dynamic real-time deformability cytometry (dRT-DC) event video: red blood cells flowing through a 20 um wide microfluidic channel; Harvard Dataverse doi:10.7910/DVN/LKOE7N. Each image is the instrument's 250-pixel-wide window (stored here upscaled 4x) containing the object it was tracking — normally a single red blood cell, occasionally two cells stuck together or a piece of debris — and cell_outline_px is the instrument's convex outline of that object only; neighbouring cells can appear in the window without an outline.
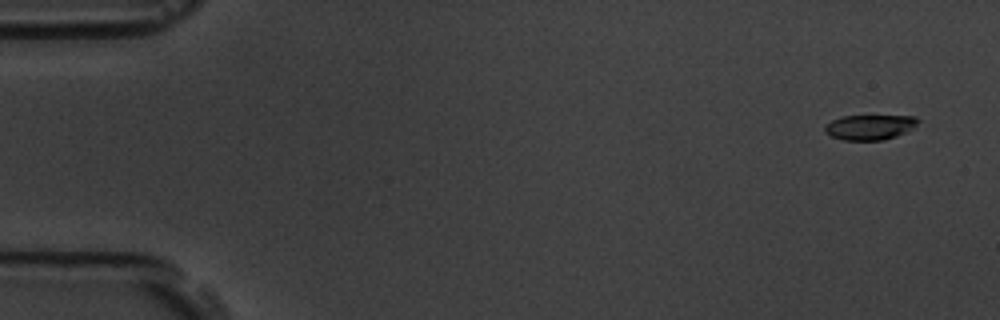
{"species": "common noctule bat (a hibernating species)", "species_latin": "Nyctalus noctula", "temperature_condition": "room temperature", "stored_images_in_passage": 5, "camera_frame_rate_fps": 3000, "um_per_image_px": 0.085, "animal": {"sex": "male", "body_mass_g": 19.5, "forearm_length_mm": 54.6}, "frame": {"image": 1, "passage_image": 1, "time_ms": 0.0, "image_size_px": [1000, 320], "cell_outline_px": [[920, 120], [912, 128], [896, 136], [884, 140], [844, 140], [832, 136], [824, 132], [824, 124], [832, 120], [844, 116], [916, 116]], "centroid_in_image_um": [73.9, 10.81], "position_along_channel_um": 11.1, "area_um2": 13.53}}
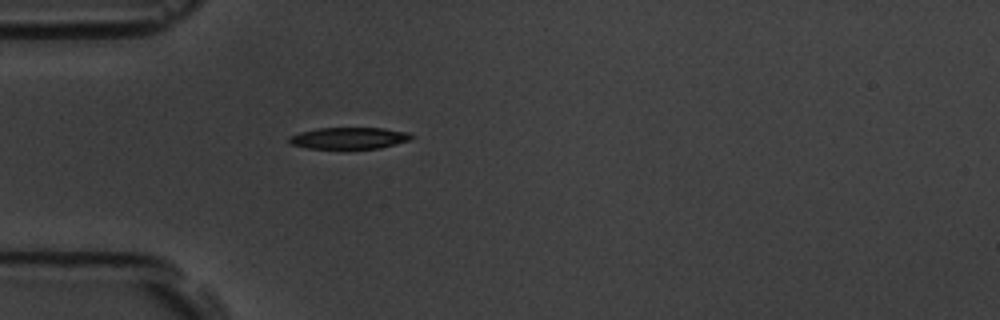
{"frame": {"image": 2, "passage_image": 5, "time_ms": 4.667, "image_size_px": [1000, 320], "cell_outline_px": [[416, 136], [408, 140], [396, 144], [380, 148], [308, 148], [292, 144], [288, 140], [292, 136], [300, 132], [316, 128], [384, 128], [408, 132]], "centroid_in_image_um": [29.72, 11.73], "position_along_channel_um": 55.3, "area_um2": 15.2}}